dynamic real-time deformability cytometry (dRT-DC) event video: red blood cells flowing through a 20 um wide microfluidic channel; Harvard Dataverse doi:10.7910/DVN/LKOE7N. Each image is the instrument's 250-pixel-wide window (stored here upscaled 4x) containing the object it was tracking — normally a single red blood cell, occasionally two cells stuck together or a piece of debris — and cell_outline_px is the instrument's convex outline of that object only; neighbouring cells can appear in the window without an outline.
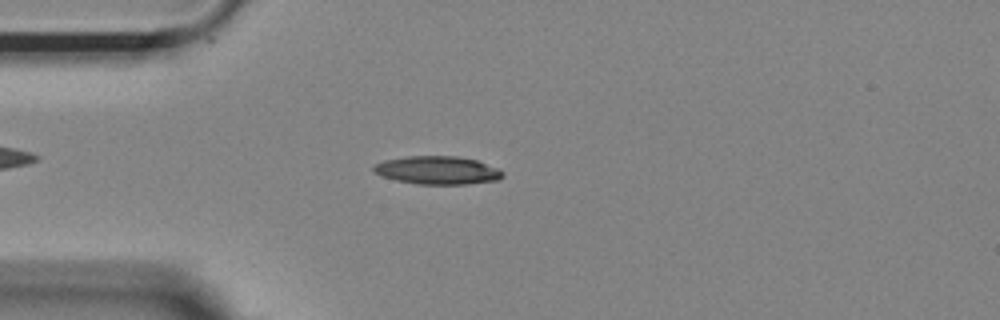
{"species": "Egyptian fruit bat (a non-hibernating species)", "species_latin": "Rousettus aegyptiacus", "temperature_condition": "room temperature", "stored_images_in_passage": 54, "camera_frame_rate_fps": 3000, "um_per_image_px": 0.085, "animal": {"sex": "female"}, "frame": {"image": 1, "passage_image": 14, "time_ms": 4.333, "image_size_px": [1000, 320], "cell_outline_px": [[504, 176], [500, 180], [468, 184], [416, 184], [396, 180], [380, 176], [372, 172], [372, 168], [376, 164], [384, 160], [408, 156], [456, 156], [476, 160], [500, 168], [504, 172]], "centroid_in_image_um": [37.21, 14.48], "position_along_channel_um": 47.8, "area_um2": 21.44}}
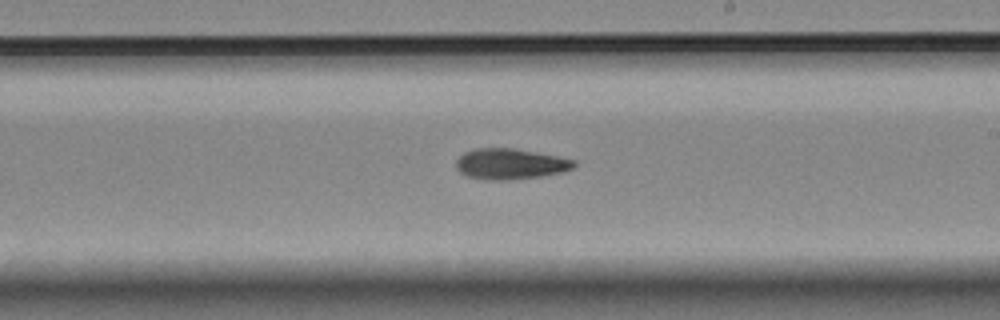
{"frame": {"image": 2, "passage_image": 31, "time_ms": 10.0, "image_size_px": [1000, 320], "cell_outline_px": [[576, 164], [572, 168], [560, 172], [540, 176], [508, 180], [488, 180], [468, 176], [460, 172], [456, 168], [456, 160], [464, 152], [476, 148], [512, 148], [556, 156], [576, 160]], "centroid_in_image_um": [43.34, 13.93], "position_along_channel_um": 245.7, "area_um2": 20.87}}
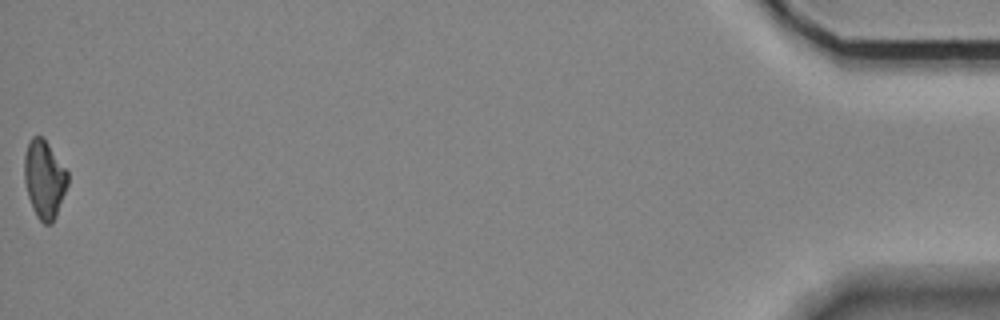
{"frame": {"image": 3, "passage_image": 54, "time_ms": 17.667, "image_size_px": [1000, 320], "cell_outline_px": [[68, 184], [56, 216], [52, 224], [44, 224], [36, 216], [28, 196], [24, 180], [24, 156], [28, 140], [32, 136], [44, 136], [68, 172]], "centroid_in_image_um": [3.76, 15.2], "position_along_channel_um": 431.4, "area_um2": 19.94}}